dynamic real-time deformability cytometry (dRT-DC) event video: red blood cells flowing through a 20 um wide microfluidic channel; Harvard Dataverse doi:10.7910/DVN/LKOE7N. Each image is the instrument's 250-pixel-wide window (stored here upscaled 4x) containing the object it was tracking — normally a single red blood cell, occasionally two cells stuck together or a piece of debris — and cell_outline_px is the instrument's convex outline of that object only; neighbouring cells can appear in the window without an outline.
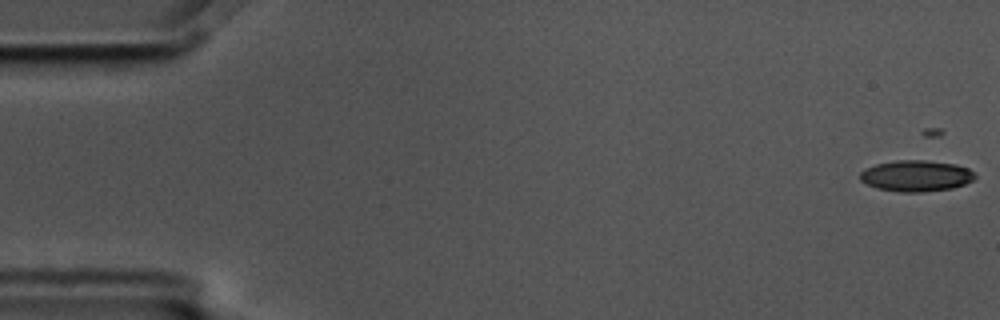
{"species": "common noctule bat (a hibernating species)", "species_latin": "Nyctalus noctula", "temperature_condition": "cold", "stored_images_in_passage": 9, "camera_frame_rate_fps": 3000, "um_per_image_px": 0.085, "animal": {"sex": "male", "body_mass_g": 17.5, "forearm_length_mm": 52.3}, "frame": {"image": 1, "passage_image": 1, "time_ms": 0.0, "image_size_px": [1000, 320], "cell_outline_px": [[976, 176], [972, 180], [964, 184], [952, 188], [920, 192], [900, 192], [876, 188], [860, 180], [860, 172], [864, 168], [876, 164], [896, 160], [924, 160], [956, 164], [968, 168]], "centroid_in_image_um": [77.84, 14.94], "position_along_channel_um": 7.2, "area_um2": 20.81}}
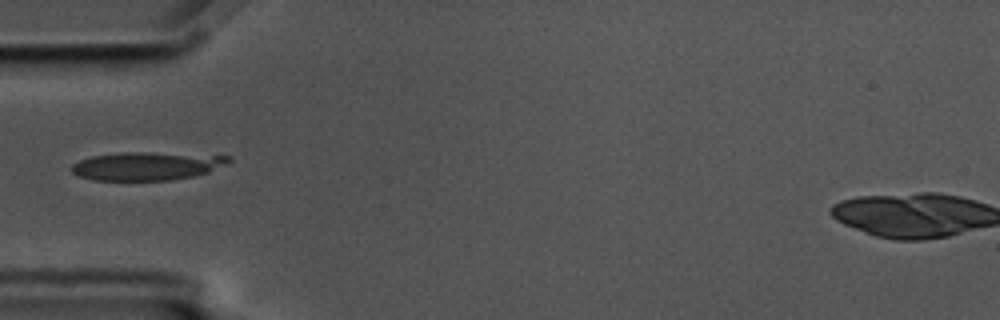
{"frame": {"image": 2, "passage_image": 6, "time_ms": 1.667, "image_size_px": [1000, 320], "cell_outline_px": [[232, 160], [228, 164], [208, 172], [192, 176], [172, 180], [96, 180], [80, 176], [72, 172], [72, 164], [80, 160], [92, 156], [124, 152], [148, 152], [232, 156]], "centroid_in_image_um": [12.52, 14.1], "position_along_channel_um": 72.5, "area_um2": 25.78}}